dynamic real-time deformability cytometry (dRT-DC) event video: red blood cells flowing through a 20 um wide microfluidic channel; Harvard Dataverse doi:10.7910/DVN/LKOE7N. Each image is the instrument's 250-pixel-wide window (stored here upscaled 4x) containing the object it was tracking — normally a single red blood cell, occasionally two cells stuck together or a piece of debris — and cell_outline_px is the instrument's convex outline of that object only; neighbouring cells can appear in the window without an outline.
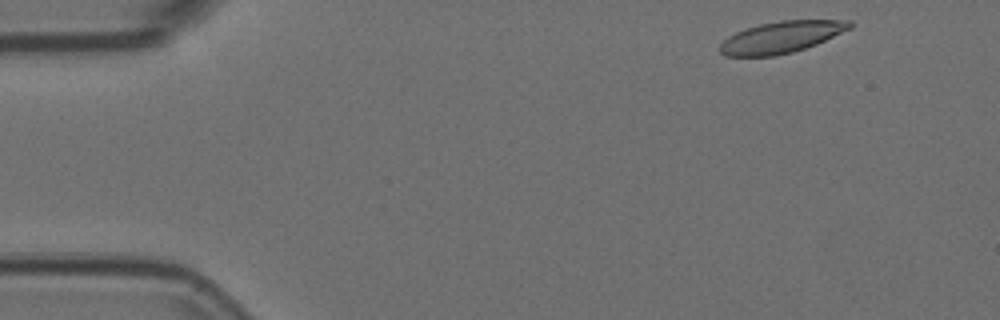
{"species": "Egyptian fruit bat (a non-hibernating species)", "species_latin": "Rousettus aegyptiacus", "temperature_condition": "room temperature", "stored_images_in_passage": 51, "camera_frame_rate_fps": 3000, "um_per_image_px": 0.085, "animal": {"sex": "female"}, "frame": {"image": 1, "passage_image": 2, "time_ms": 0.333, "image_size_px": [1000, 320], "cell_outline_px": [[856, 24], [852, 28], [816, 44], [792, 52], [776, 56], [724, 56], [716, 48], [728, 36], [744, 28], [760, 24], [780, 20], [852, 20]], "centroid_in_image_um": [66.41, 3.15], "position_along_channel_um": 18.6, "area_um2": 24.16}}
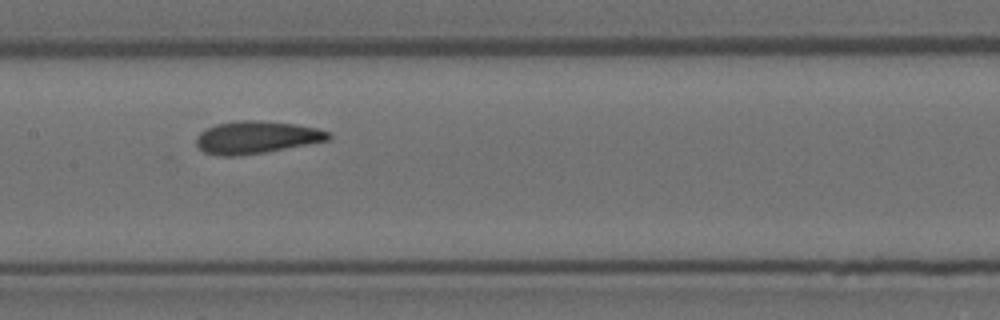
{"frame": {"image": 2, "passage_image": 23, "time_ms": 7.333, "image_size_px": [1000, 320], "cell_outline_px": [[332, 136], [328, 140], [264, 152], [236, 156], [220, 156], [204, 152], [196, 144], [196, 136], [200, 132], [216, 124], [236, 120], [260, 120], [296, 124], [316, 128], [332, 132]], "centroid_in_image_um": [21.79, 11.66], "position_along_channel_um": 185.6, "area_um2": 24.97}}
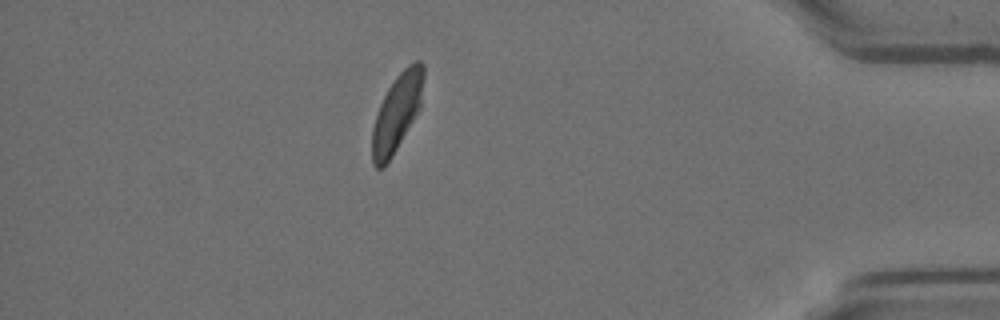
{"frame": {"image": 3, "passage_image": 44, "time_ms": 14.333, "image_size_px": [1000, 320], "cell_outline_px": [[424, 76], [420, 108], [392, 156], [384, 168], [376, 168], [372, 164], [372, 128], [380, 104], [388, 88], [396, 76], [408, 64], [416, 60], [420, 60], [424, 64]], "centroid_in_image_um": [33.74, 9.56], "position_along_channel_um": 401.5, "area_um2": 23.06}, "authors_computed_cell_mechanics": {"area_um2": 24.7384, "velocity_mm_per_s": 3.7141, "shape_relaxation_time_tau1_ms": 10.2509, "shape_relaxation_time_tau2_ms": 1.7509, "deformation_change_tau1": 0.2171, "deformation_change_tau2": 0.086}}